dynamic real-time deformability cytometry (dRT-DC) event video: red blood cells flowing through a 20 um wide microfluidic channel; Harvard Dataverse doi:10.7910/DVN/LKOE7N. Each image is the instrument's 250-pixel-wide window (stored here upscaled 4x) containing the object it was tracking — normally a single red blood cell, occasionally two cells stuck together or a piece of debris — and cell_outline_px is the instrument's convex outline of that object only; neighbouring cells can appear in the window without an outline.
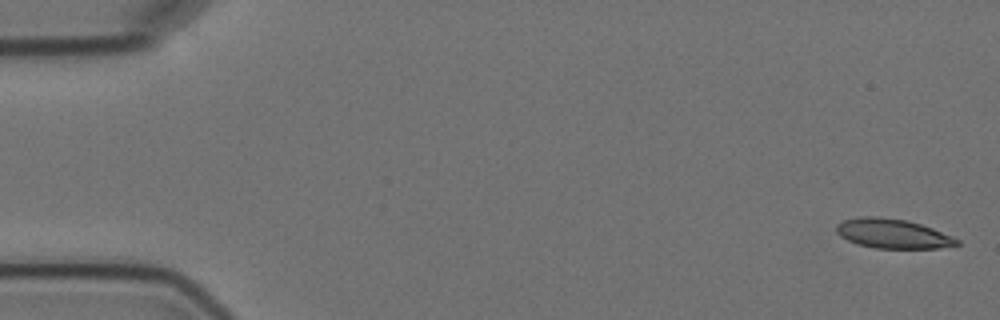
{"species": "Egyptian fruit bat (a non-hibernating species)", "species_latin": "Rousettus aegyptiacus", "temperature_condition": "cold", "stored_images_in_passage": 5, "camera_frame_rate_fps": 3000, "um_per_image_px": 0.085, "animal": {"sex": "female"}, "frame": {"image": 1, "passage_image": 1, "time_ms": 0.0, "image_size_px": [1000, 320], "cell_outline_px": [[960, 244], [940, 248], [876, 248], [856, 244], [840, 236], [836, 232], [836, 224], [844, 220], [860, 216], [880, 216], [908, 220], [932, 228], [952, 236], [960, 240]], "centroid_in_image_um": [75.87, 19.85], "position_along_channel_um": 9.1, "area_um2": 20.81}}
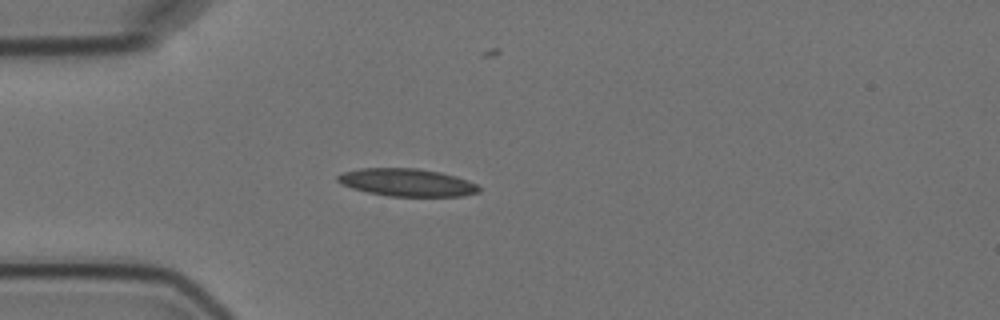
{"frame": {"image": 2, "passage_image": 4, "time_ms": 4.667, "image_size_px": [1000, 320], "cell_outline_px": [[480, 192], [464, 196], [388, 196], [368, 192], [352, 188], [340, 184], [336, 180], [336, 176], [344, 172], [360, 168], [416, 168], [440, 172], [456, 176], [468, 180], [476, 184], [480, 188]], "centroid_in_image_um": [34.59, 15.51], "position_along_channel_um": 50.4, "area_um2": 22.83}}